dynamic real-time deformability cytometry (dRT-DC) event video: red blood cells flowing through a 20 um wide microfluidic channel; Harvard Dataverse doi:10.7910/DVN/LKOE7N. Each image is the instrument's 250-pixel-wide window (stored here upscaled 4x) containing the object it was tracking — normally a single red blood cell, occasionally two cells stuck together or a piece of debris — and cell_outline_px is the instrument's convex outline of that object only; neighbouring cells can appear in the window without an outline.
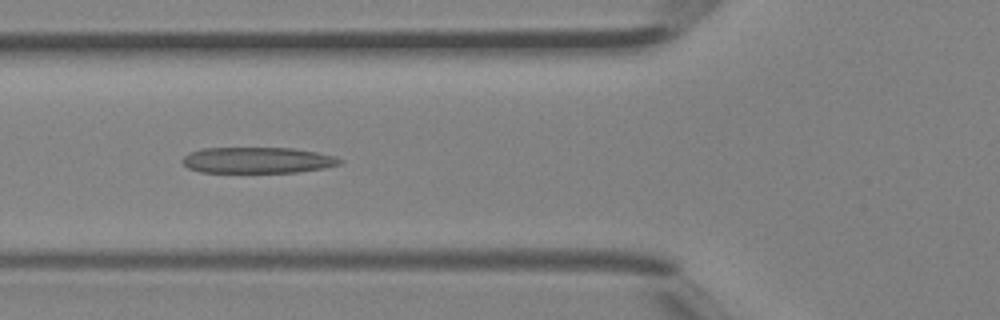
{"species": "Egyptian fruit bat (a non-hibernating species)", "species_latin": "Rousettus aegyptiacus", "temperature_condition": "room temperature", "stored_images_in_passage": 32, "camera_frame_rate_fps": 3000, "um_per_image_px": 0.085, "animal": {"sex": "female"}, "frame": {"image": 1, "passage_image": 11, "time_ms": 3.333, "image_size_px": [1000, 320], "cell_outline_px": [[344, 160], [340, 164], [324, 168], [296, 172], [200, 172], [188, 168], [180, 160], [188, 152], [204, 148], [292, 148], [316, 152], [336, 156]], "centroid_in_image_um": [21.88, 13.61], "position_along_channel_um": 103.9, "area_um2": 23.93}}
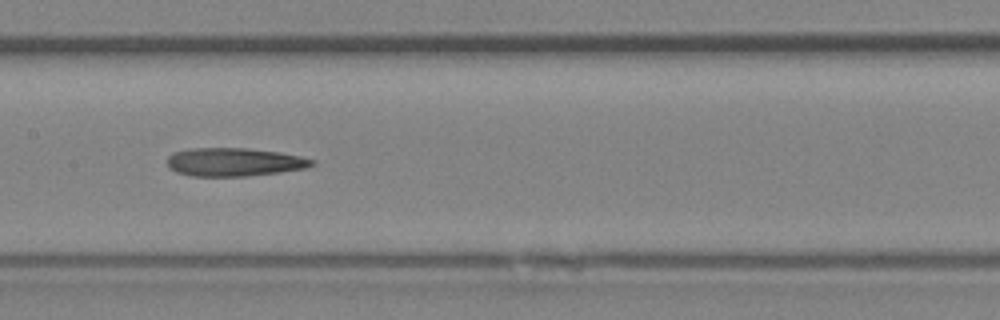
{"frame": {"image": 2, "passage_image": 16, "time_ms": 5.0, "image_size_px": [1000, 320], "cell_outline_px": [[316, 164], [304, 168], [280, 172], [244, 176], [192, 176], [176, 172], [168, 168], [168, 156], [172, 152], [188, 148], [248, 148], [280, 152], [300, 156], [316, 160]], "centroid_in_image_um": [19.89, 13.76], "position_along_channel_um": 187.5, "area_um2": 24.04}}
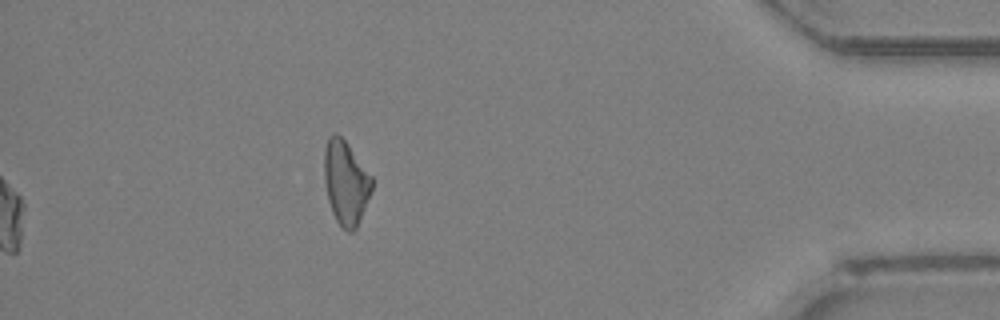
{"frame": {"image": 3, "passage_image": 32, "time_ms": 10.333, "image_size_px": [1000, 320], "cell_outline_px": [[372, 188], [356, 228], [352, 232], [348, 232], [336, 220], [332, 212], [328, 200], [324, 180], [324, 148], [328, 136], [336, 132], [348, 144], [372, 176]], "centroid_in_image_um": [29.36, 15.48], "position_along_channel_um": 405.8, "area_um2": 23.12}}